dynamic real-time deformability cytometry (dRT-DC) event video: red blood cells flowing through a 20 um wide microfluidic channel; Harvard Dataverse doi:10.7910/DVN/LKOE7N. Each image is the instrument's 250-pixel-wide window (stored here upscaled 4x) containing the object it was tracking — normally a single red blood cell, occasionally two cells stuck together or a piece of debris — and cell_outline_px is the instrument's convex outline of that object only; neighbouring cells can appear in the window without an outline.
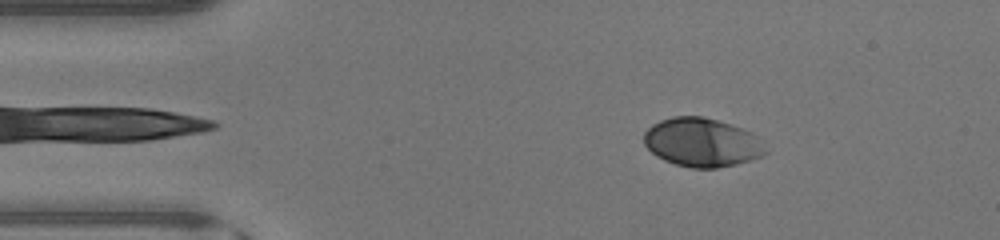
{"species": "human", "species_latin": "Homo sapiens", "temperature_condition": "warm", "stored_images_in_passage": 38, "camera_frame_rate_fps": 3000, "um_per_image_px": 0.085, "donor": {"sex": "male"}, "frame": {"image": 1, "passage_image": 6, "time_ms": 1.667, "image_size_px": [1000, 240], "cell_outline_px": [[768, 152], [760, 156], [736, 164], [716, 168], [692, 168], [676, 164], [664, 160], [656, 156], [644, 144], [644, 132], [652, 124], [660, 120], [672, 116], [704, 116], [744, 128], [752, 132]], "centroid_in_image_um": [59.64, 12.09], "position_along_channel_um": 25.4, "area_um2": 34.45}}
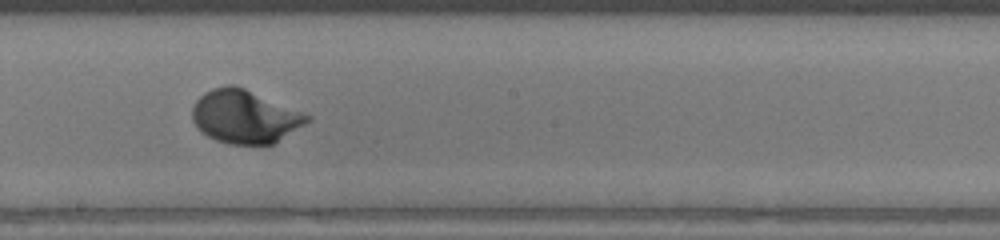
{"frame": {"image": 2, "passage_image": 24, "time_ms": 7.667, "image_size_px": [1000, 240], "cell_outline_px": [[312, 120], [272, 144], [228, 144], [216, 140], [208, 136], [192, 120], [192, 108], [196, 100], [204, 92], [212, 88], [228, 84], [232, 84], [244, 88], [312, 116]], "centroid_in_image_um": [20.8, 9.9], "position_along_channel_um": 227.4, "area_um2": 35.32}}
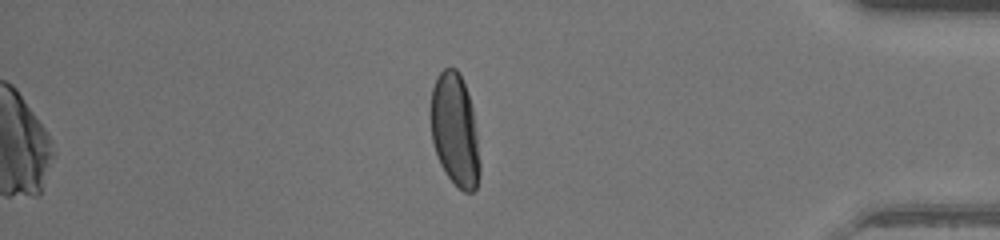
{"frame": {"image": 3, "passage_image": 38, "time_ms": 12.333, "image_size_px": [1000, 240], "cell_outline_px": [[480, 176], [476, 188], [472, 192], [464, 192], [444, 172], [440, 164], [432, 140], [432, 88], [440, 72], [444, 68], [456, 68], [464, 84], [472, 108], [476, 132], [480, 164]], "centroid_in_image_um": [38.68, 11.1], "position_along_channel_um": 396.5, "area_um2": 31.56}, "authors_computed_cell_mechanics": {"area_um2": 34.3332, "velocity_mm_per_s": 4.4396, "shape_relaxation_time_tau1_ms": 2.0798, "shape_relaxation_time_tau2_ms": null, "deformation_change_tau1": 0.1645, "deformation_change_tau2": null}}